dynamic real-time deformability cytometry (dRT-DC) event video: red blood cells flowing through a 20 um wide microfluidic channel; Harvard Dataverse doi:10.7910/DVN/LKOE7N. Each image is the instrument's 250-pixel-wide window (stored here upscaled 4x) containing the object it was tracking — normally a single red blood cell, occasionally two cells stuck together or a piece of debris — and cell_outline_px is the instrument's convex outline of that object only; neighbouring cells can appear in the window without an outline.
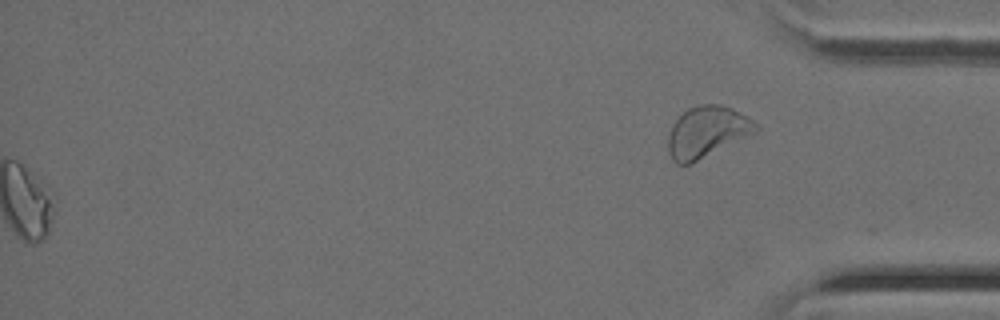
{"species": "Egyptian fruit bat (a non-hibernating species)", "species_latin": "Rousettus aegyptiacus", "temperature_condition": "cold", "stored_images_in_passage": 35, "segment_of_instrument_passage": [2, 2], "camera_frame_rate_fps": 3000, "um_per_image_px": 0.085, "animal": {"sex": "female"}, "frame": {"image": 1, "passage_image": 35, "time_ms": 11.333, "image_size_px": [1000, 320], "cell_outline_px": [[760, 128], [692, 164], [676, 164], [672, 160], [668, 152], [668, 136], [672, 124], [688, 108], [700, 104], [720, 104], [732, 108], [752, 120]], "centroid_in_image_um": [60.02, 11.21], "position_along_channel_um": 375.2, "area_um2": 25.66}}